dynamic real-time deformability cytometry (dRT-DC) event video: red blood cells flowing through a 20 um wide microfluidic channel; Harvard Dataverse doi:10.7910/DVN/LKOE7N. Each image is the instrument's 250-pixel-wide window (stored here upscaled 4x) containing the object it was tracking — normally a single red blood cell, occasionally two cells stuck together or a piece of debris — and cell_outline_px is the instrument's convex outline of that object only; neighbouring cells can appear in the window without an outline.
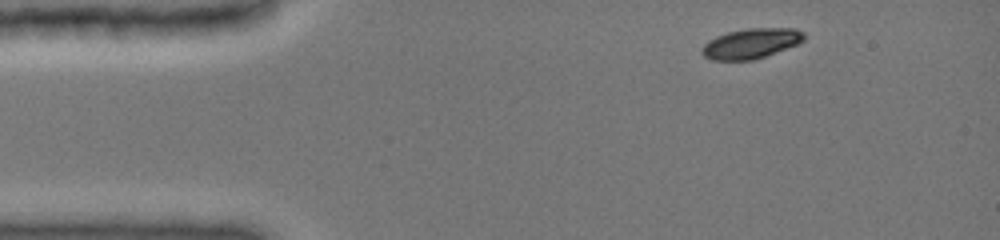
{"species": "common noctule bat (a hibernating species)", "species_latin": "Nyctalus noctula", "temperature_condition": "cold", "stored_images_in_passage": 5, "camera_frame_rate_fps": 3000, "um_per_image_px": 0.085, "animal": {"sex": "female", "body_mass_g": 19.0, "forearm_length_mm": 51.5}, "frame": {"image": 1, "passage_image": 1, "time_ms": 0.0, "image_size_px": [1000, 240], "cell_outline_px": [[804, 40], [796, 44], [764, 56], [752, 60], [712, 60], [704, 56], [700, 52], [700, 48], [708, 40], [716, 36], [728, 32], [748, 28], [792, 28], [804, 32]], "centroid_in_image_um": [63.78, 3.69], "position_along_channel_um": 21.2, "area_um2": 17.74}}
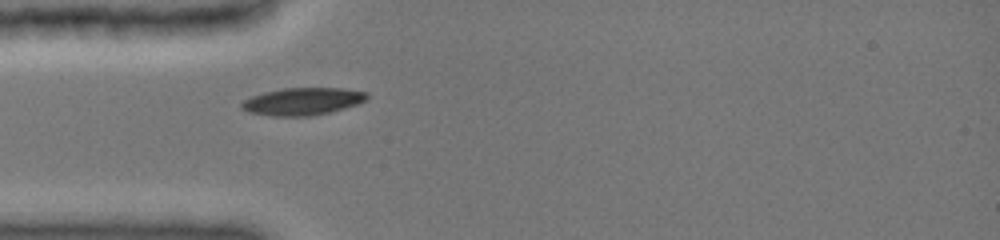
{"frame": {"image": 2, "passage_image": 5, "time_ms": 2.667, "image_size_px": [1000, 240], "cell_outline_px": [[368, 100], [344, 108], [328, 112], [308, 116], [272, 116], [248, 112], [240, 108], [240, 104], [244, 100], [252, 96], [264, 92], [284, 88], [340, 88], [368, 92]], "centroid_in_image_um": [25.7, 8.61], "position_along_channel_um": 59.3, "area_um2": 19.94}}